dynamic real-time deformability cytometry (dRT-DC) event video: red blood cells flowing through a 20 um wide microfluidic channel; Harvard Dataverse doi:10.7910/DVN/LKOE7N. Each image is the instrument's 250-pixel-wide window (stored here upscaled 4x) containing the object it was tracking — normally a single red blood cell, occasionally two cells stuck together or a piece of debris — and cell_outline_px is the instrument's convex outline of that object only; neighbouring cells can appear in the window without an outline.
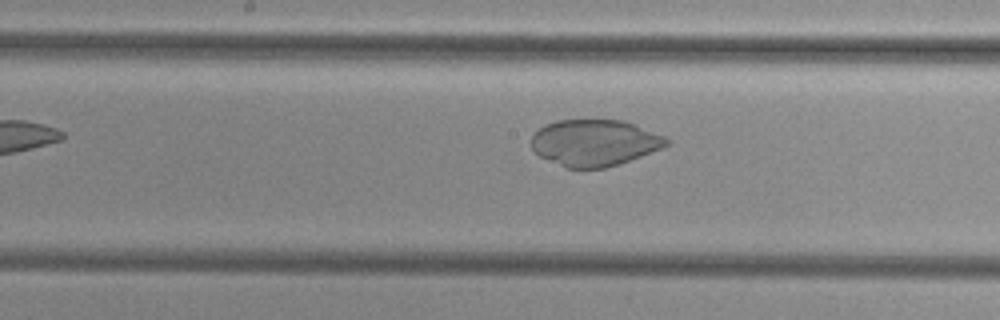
{"species": "common noctule bat (a hibernating species)", "species_latin": "Nyctalus noctula", "temperature_condition": "cold", "stored_images_in_passage": 9, "camera_frame_rate_fps": 3000, "um_per_image_px": 0.085, "animal": {"sex": "female", "body_mass_g": 29.2, "forearm_length_mm": 56.3}, "frame": {"image": 1, "passage_image": 9, "time_ms": 10.0, "image_size_px": [1000, 320], "cell_outline_px": [[668, 144], [660, 148], [640, 156], [604, 168], [564, 168], [532, 152], [532, 136], [544, 124], [556, 120], [624, 120], [636, 124], [664, 136], [668, 140]], "centroid_in_image_um": [50.49, 12.12], "position_along_channel_um": 197.7, "area_um2": 36.41}}